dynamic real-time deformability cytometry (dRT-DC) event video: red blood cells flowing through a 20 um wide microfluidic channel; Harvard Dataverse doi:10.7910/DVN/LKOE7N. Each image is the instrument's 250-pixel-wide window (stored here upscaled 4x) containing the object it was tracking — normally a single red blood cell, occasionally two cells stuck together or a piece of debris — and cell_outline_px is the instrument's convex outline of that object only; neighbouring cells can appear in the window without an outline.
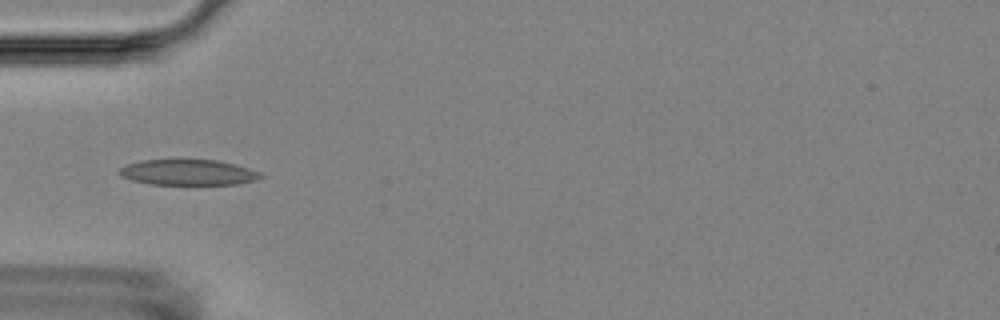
{"species": "Egyptian fruit bat (a non-hibernating species)", "species_latin": "Rousettus aegyptiacus", "temperature_condition": "room temperature", "stored_images_in_passage": 14, "camera_frame_rate_fps": 3000, "um_per_image_px": 0.085, "animal": {"sex": "female"}, "frame": {"image": 1, "passage_image": 4, "time_ms": 4.667, "image_size_px": [1000, 320], "cell_outline_px": [[264, 176], [256, 180], [236, 184], [148, 184], [132, 180], [120, 176], [116, 172], [120, 168], [128, 164], [140, 160], [216, 160], [248, 168], [260, 172]], "centroid_in_image_um": [15.95, 14.65], "position_along_channel_um": 69.1, "area_um2": 20.98}}
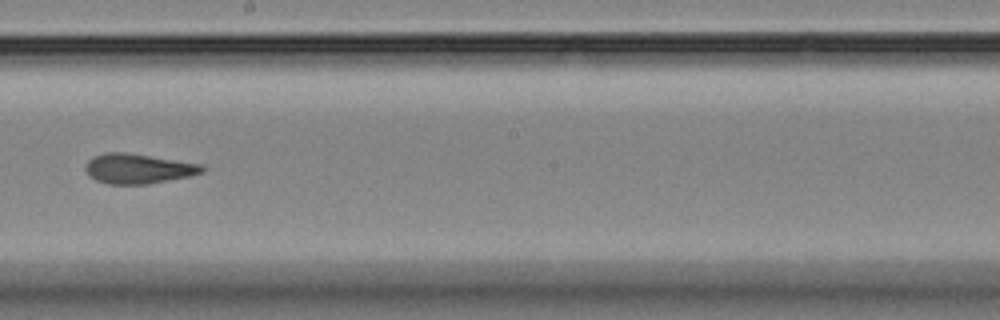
{"frame": {"image": 2, "passage_image": 8, "time_ms": 9.333, "image_size_px": [1000, 320], "cell_outline_px": [[208, 168], [204, 172], [188, 176], [148, 184], [108, 184], [96, 180], [88, 176], [84, 168], [88, 160], [92, 156], [104, 152], [124, 152], [204, 164]], "centroid_in_image_um": [11.74, 14.33], "position_along_channel_um": 236.5, "area_um2": 20.52}}
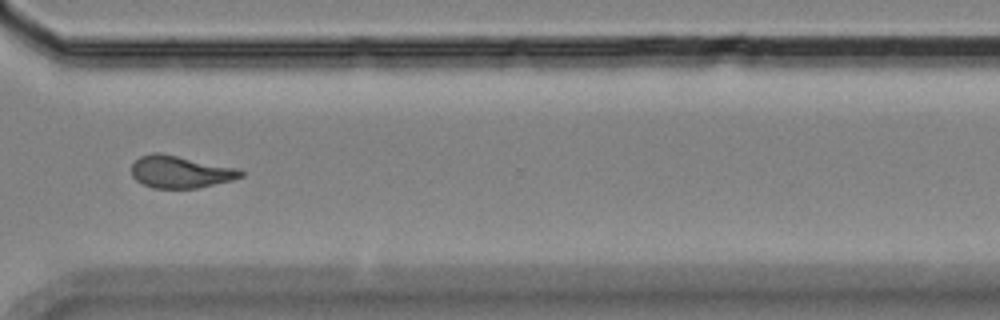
{"frame": {"image": 3, "passage_image": 11, "time_ms": 12.667, "image_size_px": [1000, 320], "cell_outline_px": [[244, 176], [232, 180], [196, 188], [152, 188], [136, 180], [132, 176], [132, 164], [140, 156], [152, 152], [156, 152], [240, 168], [244, 172]], "centroid_in_image_um": [15.35, 14.61], "position_along_channel_um": 355.3, "area_um2": 20.46}, "authors_computed_cell_mechanics": {"area_um2": 20.6635, "velocity_mm_per_s": 3.5698, "shape_relaxation_time_tau1_ms": 3.6498, "shape_relaxation_time_tau2_ms": 1.135, "deformation_change_tau1": 0.132, "deformation_change_tau2": 0.0832}}